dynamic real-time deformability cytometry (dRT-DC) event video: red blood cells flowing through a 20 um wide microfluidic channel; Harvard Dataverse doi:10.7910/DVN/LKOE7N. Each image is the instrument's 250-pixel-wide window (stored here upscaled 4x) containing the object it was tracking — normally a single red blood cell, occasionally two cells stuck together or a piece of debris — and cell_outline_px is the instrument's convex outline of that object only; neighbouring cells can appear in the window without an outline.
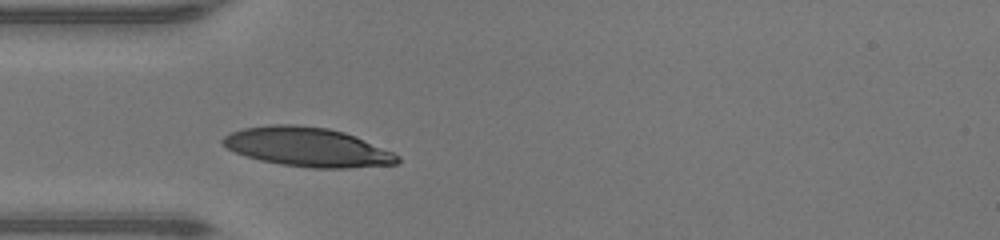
{"species": "human", "species_latin": "Homo sapiens", "temperature_condition": "warm", "stored_images_in_passage": 25, "camera_frame_rate_fps": 3000, "um_per_image_px": 0.085, "donor": {"sex": "male"}, "frame": {"image": 1, "passage_image": 1, "time_ms": 0.0, "image_size_px": [1000, 240], "cell_outline_px": [[400, 160], [396, 164], [348, 168], [312, 168], [280, 164], [260, 160], [236, 152], [228, 148], [220, 140], [224, 136], [232, 132], [244, 128], [268, 124], [296, 124], [328, 128], [344, 132], [356, 136], [392, 152], [400, 156]], "centroid_in_image_um": [26.14, 12.49], "position_along_channel_um": 58.9, "area_um2": 39.71}}
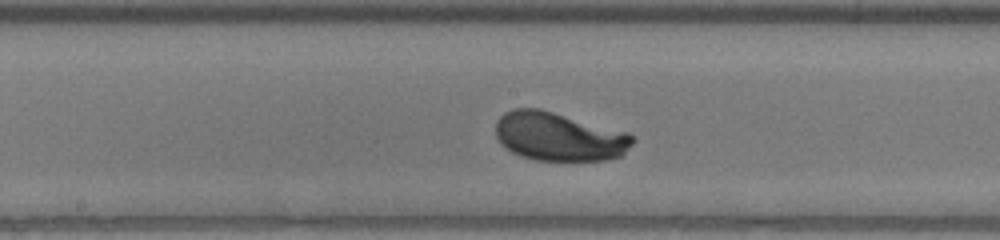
{"frame": {"image": 2, "passage_image": 11, "time_ms": 3.333, "image_size_px": [1000, 240], "cell_outline_px": [[636, 140], [620, 156], [604, 160], [536, 160], [520, 156], [504, 148], [500, 144], [496, 136], [496, 120], [504, 112], [512, 108], [540, 108], [628, 132]], "centroid_in_image_um": [47.47, 11.6], "position_along_channel_um": 200.7, "area_um2": 39.02}}
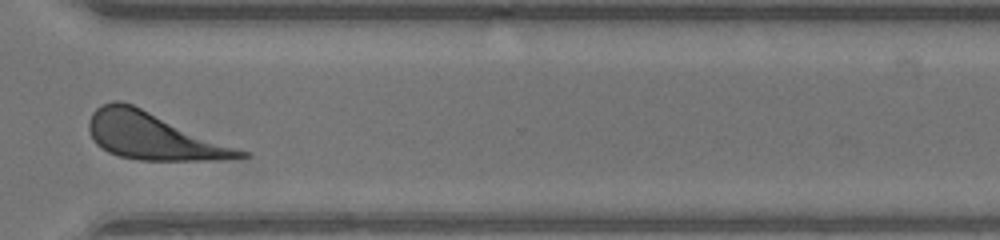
{"frame": {"image": 3, "passage_image": 22, "time_ms": 7.0, "image_size_px": [1000, 240], "cell_outline_px": [[252, 156], [220, 160], [140, 160], [120, 156], [108, 152], [100, 148], [92, 140], [88, 128], [88, 120], [92, 112], [100, 104], [112, 100], [120, 100], [132, 104], [252, 152]], "centroid_in_image_um": [13.07, 11.56], "position_along_channel_um": 357.5, "area_um2": 42.02}, "authors_computed_cell_mechanics": {"area_um2": 38.4948, "velocity_mm_per_s": 4.2865, "shape_relaxation_time_tau1_ms": 1.5818, "shape_relaxation_time_tau2_ms": null, "deformation_change_tau1": 0.153, "deformation_change_tau2": null}}